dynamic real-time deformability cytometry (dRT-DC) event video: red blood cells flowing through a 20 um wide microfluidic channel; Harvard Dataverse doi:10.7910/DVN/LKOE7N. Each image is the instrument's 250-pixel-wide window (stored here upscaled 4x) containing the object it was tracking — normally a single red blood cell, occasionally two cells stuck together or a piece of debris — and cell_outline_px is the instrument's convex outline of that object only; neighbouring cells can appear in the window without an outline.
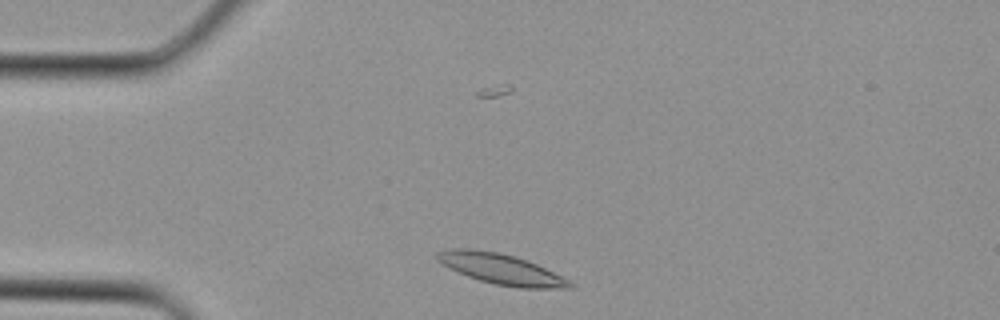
{"species": "Egyptian fruit bat (a non-hibernating species)", "species_latin": "Rousettus aegyptiacus", "temperature_condition": "cold", "stored_images_in_passage": 2, "camera_frame_rate_fps": 3000, "um_per_image_px": 0.085, "animal": {"sex": "female"}, "frame": {"image": 1, "passage_image": 2, "time_ms": 0.333, "image_size_px": [1000, 320], "cell_outline_px": [[576, 288], [520, 288], [496, 284], [480, 280], [468, 276], [448, 268], [436, 260], [436, 252], [452, 248], [468, 248], [500, 252], [528, 260], [576, 284]], "centroid_in_image_um": [42.57, 22.86], "position_along_channel_um": 42.4, "area_um2": 23.52}}